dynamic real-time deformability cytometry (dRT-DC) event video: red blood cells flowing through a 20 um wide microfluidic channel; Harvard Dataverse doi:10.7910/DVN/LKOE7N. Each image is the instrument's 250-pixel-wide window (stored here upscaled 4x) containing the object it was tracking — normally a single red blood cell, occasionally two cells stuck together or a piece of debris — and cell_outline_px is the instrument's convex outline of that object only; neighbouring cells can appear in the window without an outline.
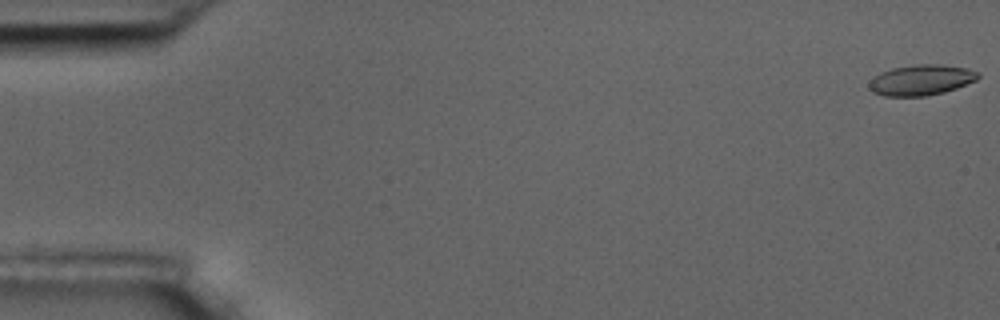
{"species": "common noctule bat (a hibernating species)", "species_latin": "Nyctalus noctula", "temperature_condition": "room temperature", "stored_images_in_passage": 57, "camera_frame_rate_fps": 3000, "um_per_image_px": 0.085, "animal": {"sex": "male", "body_mass_g": 17.5, "forearm_length_mm": 52.3}, "frame": {"image": 1, "passage_image": 1, "time_ms": 0.0, "image_size_px": [1000, 320], "cell_outline_px": [[980, 76], [976, 80], [956, 88], [944, 92], [924, 96], [884, 96], [872, 92], [868, 88], [868, 84], [880, 72], [892, 68], [916, 64], [940, 64], [968, 68], [980, 72]], "centroid_in_image_um": [78.31, 6.79], "position_along_channel_um": 6.7, "area_um2": 19.48}}
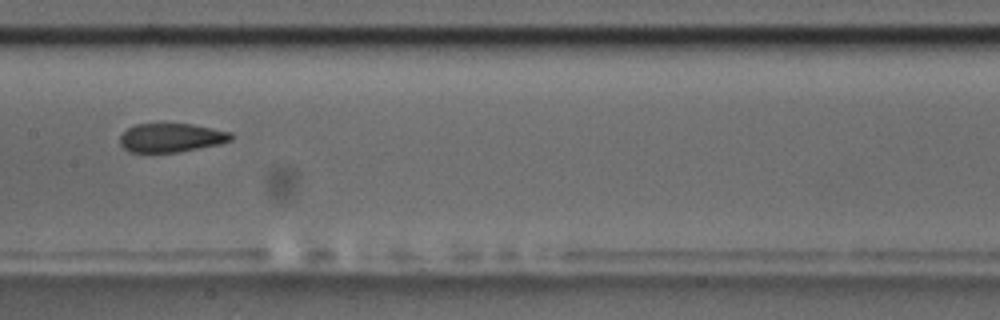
{"frame": {"image": 2, "passage_image": 29, "time_ms": 9.333, "image_size_px": [1000, 320], "cell_outline_px": [[232, 140], [220, 144], [180, 152], [128, 152], [120, 144], [120, 136], [128, 128], [136, 124], [192, 124], [232, 132]], "centroid_in_image_um": [14.57, 11.71], "position_along_channel_um": 192.8, "area_um2": 18.67}}
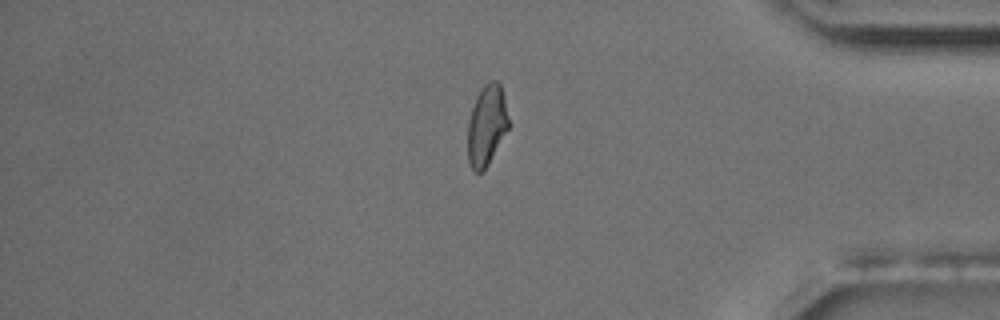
{"frame": {"image": 3, "passage_image": 48, "time_ms": 15.667, "image_size_px": [1000, 320], "cell_outline_px": [[508, 128], [484, 172], [476, 172], [468, 164], [468, 120], [476, 96], [480, 88], [488, 80], [496, 80], [500, 84], [504, 96], [508, 120]], "centroid_in_image_um": [41.35, 10.64], "position_along_channel_um": 393.9, "area_um2": 19.19}, "authors_computed_cell_mechanics": {"area_um2": 19.7676, "velocity_mm_per_s": 3.5887, "shape_relaxation_time_tau1_ms": null, "shape_relaxation_time_tau2_ms": 1.9732, "deformation_change_tau1": null, "deformation_change_tau2": 0.067}}